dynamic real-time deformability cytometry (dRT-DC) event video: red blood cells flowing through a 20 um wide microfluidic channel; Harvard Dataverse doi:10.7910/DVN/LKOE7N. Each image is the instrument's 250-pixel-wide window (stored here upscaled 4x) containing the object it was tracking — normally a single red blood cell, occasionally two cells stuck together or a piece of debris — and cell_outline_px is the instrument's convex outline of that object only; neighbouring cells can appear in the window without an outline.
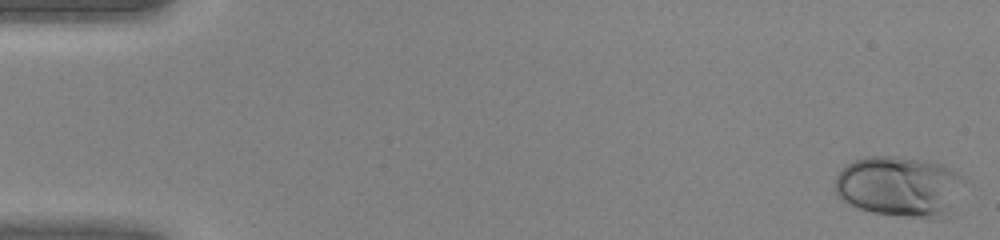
{"species": "human", "species_latin": "Homo sapiens", "temperature_condition": "warm", "stored_images_in_passage": 45, "camera_frame_rate_fps": 3000, "um_per_image_px": 0.085, "donor": {"sex": "female"}, "frame": {"image": 1, "passage_image": 1, "time_ms": 0.0, "image_size_px": [1000, 240], "cell_outline_px": [[964, 176], [948, 208], [940, 220], [936, 220], [872, 212], [860, 208], [844, 200], [836, 192], [836, 176], [848, 164], [856, 160], [868, 156], [896, 156], [924, 160], [940, 164]], "centroid_in_image_um": [76.4, 15.84], "position_along_channel_um": 8.6, "area_um2": 44.39}}
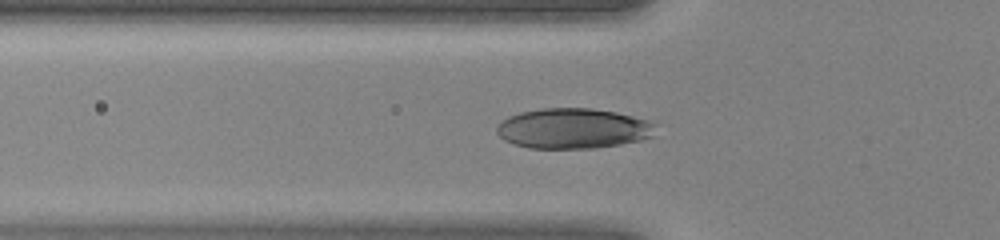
{"frame": {"image": 2, "passage_image": 16, "time_ms": 5.0, "image_size_px": [1000, 240], "cell_outline_px": [[656, 136], [640, 140], [620, 144], [596, 148], [528, 148], [504, 140], [496, 132], [496, 128], [500, 120], [508, 116], [520, 112], [540, 108], [592, 108], [616, 112], [652, 120], [656, 124]], "centroid_in_image_um": [48.75, 10.91], "position_along_channel_um": 77.0, "area_um2": 37.8}}
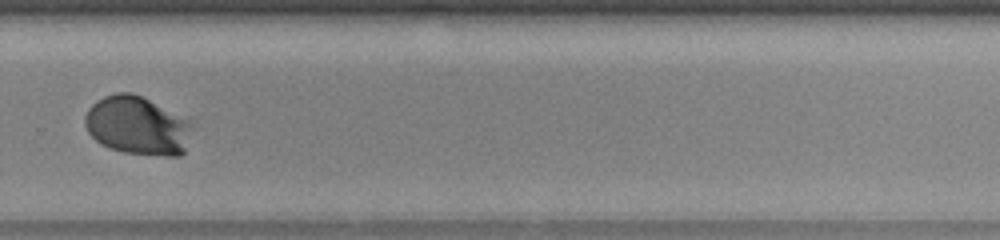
{"frame": {"image": 3, "passage_image": 32, "time_ms": 10.333, "image_size_px": [1000, 240], "cell_outline_px": [[192, 128], [184, 152], [180, 156], [164, 156], [124, 152], [108, 148], [100, 144], [88, 132], [84, 124], [84, 116], [88, 108], [96, 100], [104, 96], [116, 92], [132, 92], [188, 120], [192, 124]], "centroid_in_image_um": [11.63, 10.69], "position_along_channel_um": 318.2, "area_um2": 36.41}}